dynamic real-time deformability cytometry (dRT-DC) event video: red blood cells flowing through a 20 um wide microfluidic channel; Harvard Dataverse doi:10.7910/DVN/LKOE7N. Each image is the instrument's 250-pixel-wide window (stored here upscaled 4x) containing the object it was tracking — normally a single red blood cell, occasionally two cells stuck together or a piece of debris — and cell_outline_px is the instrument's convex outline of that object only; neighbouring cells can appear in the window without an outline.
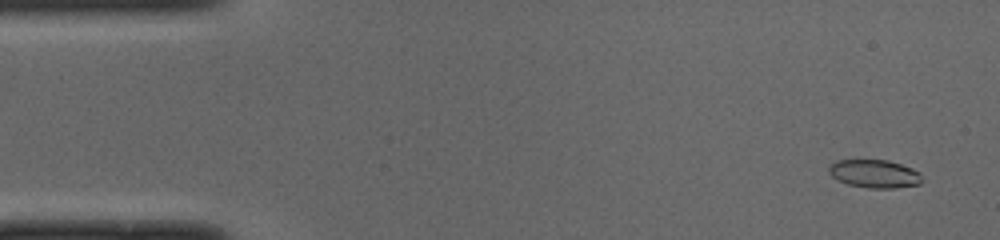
{"species": "common noctule bat (a hibernating species)", "species_latin": "Nyctalus noctula", "temperature_condition": "cold", "stored_images_in_passage": 50, "camera_frame_rate_fps": 3000, "um_per_image_px": 0.085, "animal": {"sex": "male", "body_mass_g": 19.0, "forearm_length_mm": 50.8}, "frame": {"image": 1, "passage_image": 3, "time_ms": 0.667, "image_size_px": [1000, 240], "cell_outline_px": [[924, 180], [920, 184], [896, 188], [868, 188], [848, 184], [832, 176], [828, 172], [828, 168], [836, 160], [888, 160], [912, 168], [920, 172]], "centroid_in_image_um": [74.38, 14.77], "position_along_channel_um": 10.6, "area_um2": 15.32}}
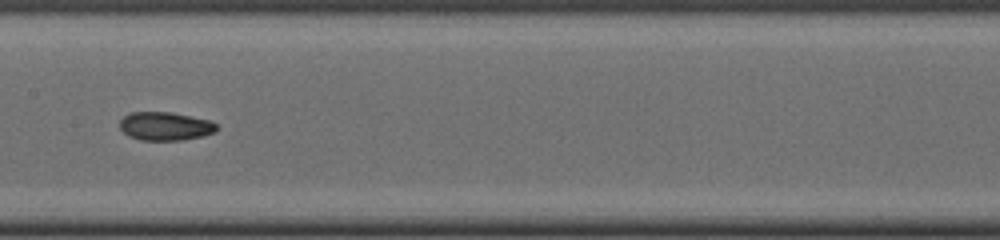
{"frame": {"image": 2, "passage_image": 25, "time_ms": 8.0, "image_size_px": [1000, 240], "cell_outline_px": [[216, 132], [204, 136], [184, 140], [140, 140], [128, 136], [120, 128], [120, 120], [124, 116], [132, 112], [168, 112], [208, 120], [216, 124]], "centroid_in_image_um": [14.03, 10.74], "position_along_channel_um": 193.4, "area_um2": 15.95}}
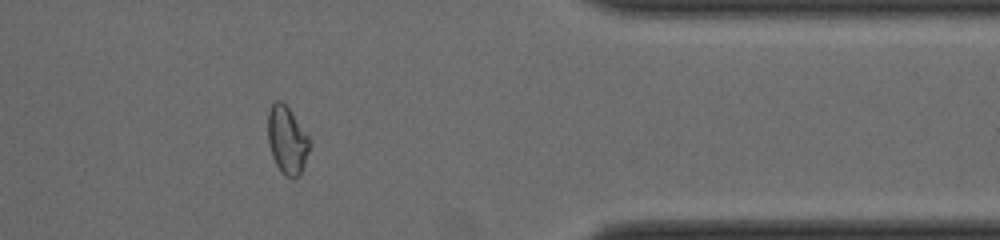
{"frame": {"image": 3, "passage_image": 41, "time_ms": 13.333, "image_size_px": [1000, 240], "cell_outline_px": [[312, 144], [300, 176], [292, 180], [284, 176], [276, 164], [272, 156], [268, 144], [268, 112], [272, 104], [276, 100], [280, 100], [288, 108], [308, 136]], "centroid_in_image_um": [24.41, 11.97], "position_along_channel_um": 387.0, "area_um2": 16.59}, "authors_computed_cell_mechanics": {"area_um2": 16.0684, "velocity_mm_per_s": 4.0241, "shape_relaxation_time_tau1_ms": 10.8084, "shape_relaxation_time_tau2_ms": 3.632, "deformation_change_tau1": 0.2409, "deformation_change_tau2": 0.0605}}